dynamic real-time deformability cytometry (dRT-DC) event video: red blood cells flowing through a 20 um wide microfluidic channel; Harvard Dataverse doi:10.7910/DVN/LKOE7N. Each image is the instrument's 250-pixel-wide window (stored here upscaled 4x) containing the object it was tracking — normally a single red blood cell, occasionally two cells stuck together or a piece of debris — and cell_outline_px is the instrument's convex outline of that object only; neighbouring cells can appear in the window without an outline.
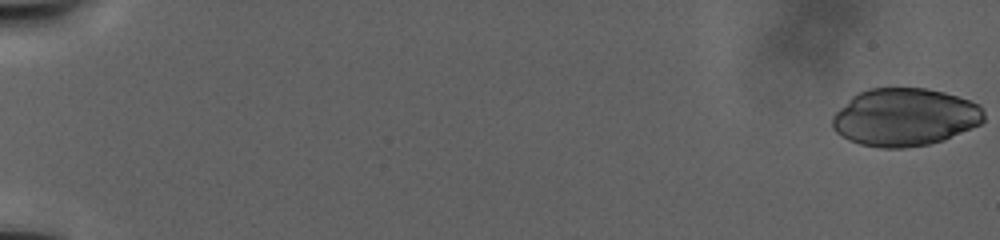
{"species": "human", "species_latin": "Homo sapiens", "temperature_condition": "warm", "stored_images_in_passage": 124, "camera_frame_rate_fps": 3000, "um_per_image_px": 0.085, "donor": {"sex": "male"}, "frame": {"image": 1, "passage_image": 1, "time_ms": 0.0, "image_size_px": [1000, 240], "cell_outline_px": [[984, 120], [980, 124], [944, 140], [928, 144], [904, 148], [880, 148], [860, 144], [848, 140], [836, 132], [832, 128], [832, 116], [852, 96], [868, 88], [924, 88], [944, 92], [980, 104], [984, 112]], "centroid_in_image_um": [76.9, 9.96], "position_along_channel_um": 8.1, "area_um2": 51.04}}
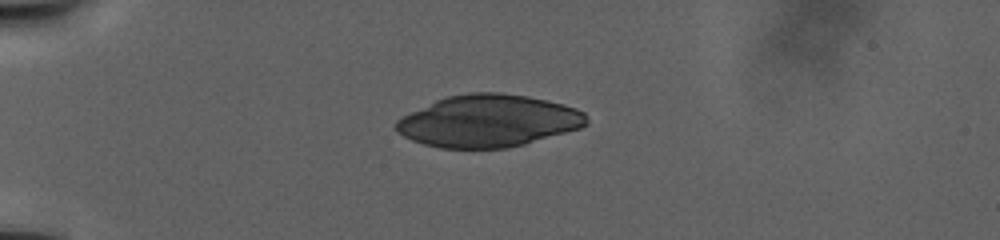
{"frame": {"image": 2, "passage_image": 36, "time_ms": 14.333, "image_size_px": [1000, 240], "cell_outline_px": [[588, 124], [580, 128], [524, 144], [508, 148], [440, 148], [424, 144], [412, 140], [396, 132], [392, 124], [396, 120], [436, 100], [448, 96], [468, 92], [500, 92], [528, 96], [564, 104], [576, 108], [584, 112], [588, 120]], "centroid_in_image_um": [41.5, 10.28], "position_along_channel_um": 43.5, "area_um2": 57.92}}
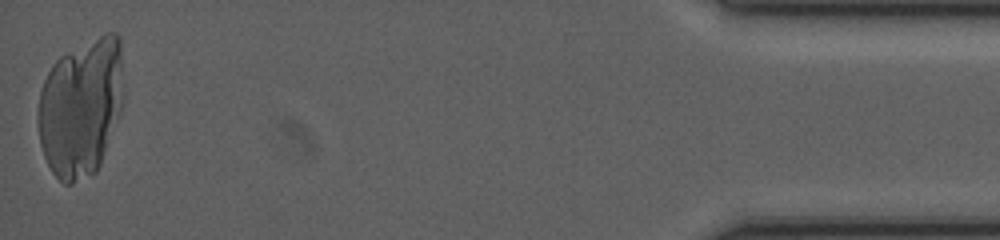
{"frame": {"image": 3, "passage_image": 124, "time_ms": 50.333, "image_size_px": [1000, 240], "cell_outline_px": [[124, 96], [120, 112], [100, 164], [96, 172], [72, 184], [64, 184], [52, 172], [44, 156], [40, 144], [36, 120], [36, 112], [40, 92], [44, 80], [52, 64], [60, 56], [104, 32], [116, 32], [120, 36], [124, 88]], "centroid_in_image_um": [6.88, 9.1], "position_along_channel_um": 428.3, "area_um2": 69.76}}